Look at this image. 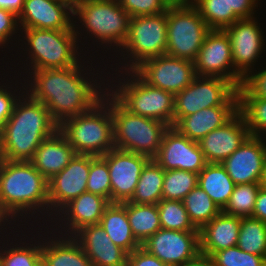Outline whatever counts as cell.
<instances>
[{"label":"cell","mask_w":266,"mask_h":266,"mask_svg":"<svg viewBox=\"0 0 266 266\" xmlns=\"http://www.w3.org/2000/svg\"><path fill=\"white\" fill-rule=\"evenodd\" d=\"M148 85L174 96L196 77L194 62L167 54L143 61L133 70Z\"/></svg>","instance_id":"7c38bea8"},{"label":"cell","mask_w":266,"mask_h":266,"mask_svg":"<svg viewBox=\"0 0 266 266\" xmlns=\"http://www.w3.org/2000/svg\"><path fill=\"white\" fill-rule=\"evenodd\" d=\"M27 95L25 101L18 96L13 113L0 133V159L30 161L40 144L59 129L47 107L29 92Z\"/></svg>","instance_id":"7a4b0ae2"},{"label":"cell","mask_w":266,"mask_h":266,"mask_svg":"<svg viewBox=\"0 0 266 266\" xmlns=\"http://www.w3.org/2000/svg\"><path fill=\"white\" fill-rule=\"evenodd\" d=\"M101 157L107 162L109 169L111 203L129 201L134 194L141 171L150 159L144 155L116 148Z\"/></svg>","instance_id":"9a60e30c"},{"label":"cell","mask_w":266,"mask_h":266,"mask_svg":"<svg viewBox=\"0 0 266 266\" xmlns=\"http://www.w3.org/2000/svg\"><path fill=\"white\" fill-rule=\"evenodd\" d=\"M239 112V106H215L181 118L173 127L190 140L199 141L224 126Z\"/></svg>","instance_id":"cb8c5ba5"},{"label":"cell","mask_w":266,"mask_h":266,"mask_svg":"<svg viewBox=\"0 0 266 266\" xmlns=\"http://www.w3.org/2000/svg\"><path fill=\"white\" fill-rule=\"evenodd\" d=\"M258 0H227L228 2V27L240 19L253 17ZM255 6V7H254Z\"/></svg>","instance_id":"7bdbcfd3"},{"label":"cell","mask_w":266,"mask_h":266,"mask_svg":"<svg viewBox=\"0 0 266 266\" xmlns=\"http://www.w3.org/2000/svg\"><path fill=\"white\" fill-rule=\"evenodd\" d=\"M0 203L11 218L40 208L49 212L48 180L30 161L0 159Z\"/></svg>","instance_id":"3957f363"},{"label":"cell","mask_w":266,"mask_h":266,"mask_svg":"<svg viewBox=\"0 0 266 266\" xmlns=\"http://www.w3.org/2000/svg\"><path fill=\"white\" fill-rule=\"evenodd\" d=\"M81 66L34 70L30 74L33 75L30 77L31 80L33 78V83L29 84L32 88H29L30 95L47 107L58 126L69 118L89 111L104 95L96 81L94 85L90 78L86 77V80L84 75L81 76L84 71Z\"/></svg>","instance_id":"6da1fadb"},{"label":"cell","mask_w":266,"mask_h":266,"mask_svg":"<svg viewBox=\"0 0 266 266\" xmlns=\"http://www.w3.org/2000/svg\"><path fill=\"white\" fill-rule=\"evenodd\" d=\"M52 1L66 5L73 12L75 10V8L79 4H81L84 0H52Z\"/></svg>","instance_id":"816d5d0a"},{"label":"cell","mask_w":266,"mask_h":266,"mask_svg":"<svg viewBox=\"0 0 266 266\" xmlns=\"http://www.w3.org/2000/svg\"><path fill=\"white\" fill-rule=\"evenodd\" d=\"M126 212L132 233L140 244L161 229L157 204L126 201Z\"/></svg>","instance_id":"4dcf8cb0"},{"label":"cell","mask_w":266,"mask_h":266,"mask_svg":"<svg viewBox=\"0 0 266 266\" xmlns=\"http://www.w3.org/2000/svg\"><path fill=\"white\" fill-rule=\"evenodd\" d=\"M67 10L73 14L66 5L52 0H25L18 24L21 29L75 30Z\"/></svg>","instance_id":"44dd1931"},{"label":"cell","mask_w":266,"mask_h":266,"mask_svg":"<svg viewBox=\"0 0 266 266\" xmlns=\"http://www.w3.org/2000/svg\"><path fill=\"white\" fill-rule=\"evenodd\" d=\"M183 266H215L210 257L200 254L194 260Z\"/></svg>","instance_id":"f907efd6"},{"label":"cell","mask_w":266,"mask_h":266,"mask_svg":"<svg viewBox=\"0 0 266 266\" xmlns=\"http://www.w3.org/2000/svg\"><path fill=\"white\" fill-rule=\"evenodd\" d=\"M126 266H169L160 261L156 256L139 247L127 255Z\"/></svg>","instance_id":"ee69618b"},{"label":"cell","mask_w":266,"mask_h":266,"mask_svg":"<svg viewBox=\"0 0 266 266\" xmlns=\"http://www.w3.org/2000/svg\"><path fill=\"white\" fill-rule=\"evenodd\" d=\"M157 207L162 229L199 231L190 221L183 201L161 199Z\"/></svg>","instance_id":"e575fe53"},{"label":"cell","mask_w":266,"mask_h":266,"mask_svg":"<svg viewBox=\"0 0 266 266\" xmlns=\"http://www.w3.org/2000/svg\"><path fill=\"white\" fill-rule=\"evenodd\" d=\"M122 47L129 54L127 56H131L130 71L147 59L164 55L167 49V11L131 17L128 37Z\"/></svg>","instance_id":"8fae6325"},{"label":"cell","mask_w":266,"mask_h":266,"mask_svg":"<svg viewBox=\"0 0 266 266\" xmlns=\"http://www.w3.org/2000/svg\"><path fill=\"white\" fill-rule=\"evenodd\" d=\"M198 185V174L184 170H165L162 199L183 201Z\"/></svg>","instance_id":"d590c367"},{"label":"cell","mask_w":266,"mask_h":266,"mask_svg":"<svg viewBox=\"0 0 266 266\" xmlns=\"http://www.w3.org/2000/svg\"><path fill=\"white\" fill-rule=\"evenodd\" d=\"M105 92L104 98L89 111L69 118L59 126L76 154L103 156L115 148L112 111L108 105L110 92Z\"/></svg>","instance_id":"277c9868"},{"label":"cell","mask_w":266,"mask_h":266,"mask_svg":"<svg viewBox=\"0 0 266 266\" xmlns=\"http://www.w3.org/2000/svg\"><path fill=\"white\" fill-rule=\"evenodd\" d=\"M198 185L221 211L226 207L235 187V183L221 163H207L198 174Z\"/></svg>","instance_id":"f1b7e54d"},{"label":"cell","mask_w":266,"mask_h":266,"mask_svg":"<svg viewBox=\"0 0 266 266\" xmlns=\"http://www.w3.org/2000/svg\"><path fill=\"white\" fill-rule=\"evenodd\" d=\"M89 170L90 155L75 154L62 171L48 180L49 211L56 210L57 216L66 204L87 191Z\"/></svg>","instance_id":"ac0fdd59"},{"label":"cell","mask_w":266,"mask_h":266,"mask_svg":"<svg viewBox=\"0 0 266 266\" xmlns=\"http://www.w3.org/2000/svg\"><path fill=\"white\" fill-rule=\"evenodd\" d=\"M209 31L191 1H174L167 10L165 54L194 62Z\"/></svg>","instance_id":"8992f818"},{"label":"cell","mask_w":266,"mask_h":266,"mask_svg":"<svg viewBox=\"0 0 266 266\" xmlns=\"http://www.w3.org/2000/svg\"><path fill=\"white\" fill-rule=\"evenodd\" d=\"M164 173L165 170L154 159H150L143 167L134 194L128 202L157 204L162 199Z\"/></svg>","instance_id":"f546056e"},{"label":"cell","mask_w":266,"mask_h":266,"mask_svg":"<svg viewBox=\"0 0 266 266\" xmlns=\"http://www.w3.org/2000/svg\"><path fill=\"white\" fill-rule=\"evenodd\" d=\"M174 1H190V0H174Z\"/></svg>","instance_id":"9f6ffc18"},{"label":"cell","mask_w":266,"mask_h":266,"mask_svg":"<svg viewBox=\"0 0 266 266\" xmlns=\"http://www.w3.org/2000/svg\"><path fill=\"white\" fill-rule=\"evenodd\" d=\"M251 217L266 223V188L262 186L257 194L253 214Z\"/></svg>","instance_id":"c3c4849f"},{"label":"cell","mask_w":266,"mask_h":266,"mask_svg":"<svg viewBox=\"0 0 266 266\" xmlns=\"http://www.w3.org/2000/svg\"><path fill=\"white\" fill-rule=\"evenodd\" d=\"M210 258L215 266H266V257L247 253L238 246L214 252Z\"/></svg>","instance_id":"60d3db41"},{"label":"cell","mask_w":266,"mask_h":266,"mask_svg":"<svg viewBox=\"0 0 266 266\" xmlns=\"http://www.w3.org/2000/svg\"><path fill=\"white\" fill-rule=\"evenodd\" d=\"M141 247L169 266H183L201 254L199 231L161 228L142 243Z\"/></svg>","instance_id":"5bb4252c"},{"label":"cell","mask_w":266,"mask_h":266,"mask_svg":"<svg viewBox=\"0 0 266 266\" xmlns=\"http://www.w3.org/2000/svg\"><path fill=\"white\" fill-rule=\"evenodd\" d=\"M25 0H0V8L13 12L16 16L22 12Z\"/></svg>","instance_id":"681fc988"},{"label":"cell","mask_w":266,"mask_h":266,"mask_svg":"<svg viewBox=\"0 0 266 266\" xmlns=\"http://www.w3.org/2000/svg\"><path fill=\"white\" fill-rule=\"evenodd\" d=\"M251 136L243 115L238 112L224 126L198 141L207 163H222Z\"/></svg>","instance_id":"ffe728a7"},{"label":"cell","mask_w":266,"mask_h":266,"mask_svg":"<svg viewBox=\"0 0 266 266\" xmlns=\"http://www.w3.org/2000/svg\"><path fill=\"white\" fill-rule=\"evenodd\" d=\"M191 3L210 30H224L228 27L227 0H191Z\"/></svg>","instance_id":"74e56055"},{"label":"cell","mask_w":266,"mask_h":266,"mask_svg":"<svg viewBox=\"0 0 266 266\" xmlns=\"http://www.w3.org/2000/svg\"><path fill=\"white\" fill-rule=\"evenodd\" d=\"M10 217V218H9ZM11 219L12 220V218H11V216L3 209V207H2V205H1V203H0V226H2L1 224H2V222H3V224L5 223V222H9L10 220H8V219ZM6 220V221H5ZM1 229V228H0Z\"/></svg>","instance_id":"f5cc1de1"},{"label":"cell","mask_w":266,"mask_h":266,"mask_svg":"<svg viewBox=\"0 0 266 266\" xmlns=\"http://www.w3.org/2000/svg\"><path fill=\"white\" fill-rule=\"evenodd\" d=\"M215 106H239L237 88L222 78L196 76L175 95L173 126L185 116Z\"/></svg>","instance_id":"30bf717a"},{"label":"cell","mask_w":266,"mask_h":266,"mask_svg":"<svg viewBox=\"0 0 266 266\" xmlns=\"http://www.w3.org/2000/svg\"><path fill=\"white\" fill-rule=\"evenodd\" d=\"M260 187V183L235 185L223 212L231 216L251 217Z\"/></svg>","instance_id":"8d00e7d4"},{"label":"cell","mask_w":266,"mask_h":266,"mask_svg":"<svg viewBox=\"0 0 266 266\" xmlns=\"http://www.w3.org/2000/svg\"><path fill=\"white\" fill-rule=\"evenodd\" d=\"M22 31H25L28 47L30 45L31 70L62 69L79 64L76 56L79 49L76 45L78 31L37 28Z\"/></svg>","instance_id":"52a82bcc"},{"label":"cell","mask_w":266,"mask_h":266,"mask_svg":"<svg viewBox=\"0 0 266 266\" xmlns=\"http://www.w3.org/2000/svg\"><path fill=\"white\" fill-rule=\"evenodd\" d=\"M99 42L123 46L129 33L130 15L118 0H84L73 11Z\"/></svg>","instance_id":"9c48e42d"},{"label":"cell","mask_w":266,"mask_h":266,"mask_svg":"<svg viewBox=\"0 0 266 266\" xmlns=\"http://www.w3.org/2000/svg\"><path fill=\"white\" fill-rule=\"evenodd\" d=\"M154 160L164 170H184L199 174L207 165L198 142L180 134L174 127L164 133Z\"/></svg>","instance_id":"2e32d148"},{"label":"cell","mask_w":266,"mask_h":266,"mask_svg":"<svg viewBox=\"0 0 266 266\" xmlns=\"http://www.w3.org/2000/svg\"><path fill=\"white\" fill-rule=\"evenodd\" d=\"M118 1L120 6L130 15V17L164 13L174 2V0H118Z\"/></svg>","instance_id":"b9f144b4"},{"label":"cell","mask_w":266,"mask_h":266,"mask_svg":"<svg viewBox=\"0 0 266 266\" xmlns=\"http://www.w3.org/2000/svg\"><path fill=\"white\" fill-rule=\"evenodd\" d=\"M183 203L190 221L197 229L209 223L221 212L215 202L199 185L185 196Z\"/></svg>","instance_id":"d6a6232c"},{"label":"cell","mask_w":266,"mask_h":266,"mask_svg":"<svg viewBox=\"0 0 266 266\" xmlns=\"http://www.w3.org/2000/svg\"><path fill=\"white\" fill-rule=\"evenodd\" d=\"M87 192L100 195L111 203V182L107 162L101 156L90 155Z\"/></svg>","instance_id":"f35d334b"},{"label":"cell","mask_w":266,"mask_h":266,"mask_svg":"<svg viewBox=\"0 0 266 266\" xmlns=\"http://www.w3.org/2000/svg\"><path fill=\"white\" fill-rule=\"evenodd\" d=\"M40 244V245H39ZM23 247H15L8 249L2 248L0 250V264L1 266H43L41 255V242L36 245L32 244ZM34 245V246H33Z\"/></svg>","instance_id":"ab89813d"},{"label":"cell","mask_w":266,"mask_h":266,"mask_svg":"<svg viewBox=\"0 0 266 266\" xmlns=\"http://www.w3.org/2000/svg\"><path fill=\"white\" fill-rule=\"evenodd\" d=\"M76 233L72 236L83 248L92 266H126L128 254L111 241L100 224L82 227Z\"/></svg>","instance_id":"7402d4cb"},{"label":"cell","mask_w":266,"mask_h":266,"mask_svg":"<svg viewBox=\"0 0 266 266\" xmlns=\"http://www.w3.org/2000/svg\"><path fill=\"white\" fill-rule=\"evenodd\" d=\"M109 204L110 202L106 198L87 191L71 200L58 213L59 216L64 214V219L68 221L66 228L69 229L65 232L70 230L69 233L72 236L82 227L99 224L104 210Z\"/></svg>","instance_id":"484cf974"},{"label":"cell","mask_w":266,"mask_h":266,"mask_svg":"<svg viewBox=\"0 0 266 266\" xmlns=\"http://www.w3.org/2000/svg\"><path fill=\"white\" fill-rule=\"evenodd\" d=\"M239 112L243 115L251 136L266 132V98L255 96L244 84L237 88Z\"/></svg>","instance_id":"1f68e13d"},{"label":"cell","mask_w":266,"mask_h":266,"mask_svg":"<svg viewBox=\"0 0 266 266\" xmlns=\"http://www.w3.org/2000/svg\"><path fill=\"white\" fill-rule=\"evenodd\" d=\"M59 238L41 243L43 266H92L91 260L73 236Z\"/></svg>","instance_id":"83f0119b"},{"label":"cell","mask_w":266,"mask_h":266,"mask_svg":"<svg viewBox=\"0 0 266 266\" xmlns=\"http://www.w3.org/2000/svg\"><path fill=\"white\" fill-rule=\"evenodd\" d=\"M99 224L111 241L127 254L141 247L132 233L126 212V202L110 203L105 208Z\"/></svg>","instance_id":"4316f807"},{"label":"cell","mask_w":266,"mask_h":266,"mask_svg":"<svg viewBox=\"0 0 266 266\" xmlns=\"http://www.w3.org/2000/svg\"><path fill=\"white\" fill-rule=\"evenodd\" d=\"M241 217L221 211L199 229L200 253L210 257L229 247L237 246Z\"/></svg>","instance_id":"603a6c76"},{"label":"cell","mask_w":266,"mask_h":266,"mask_svg":"<svg viewBox=\"0 0 266 266\" xmlns=\"http://www.w3.org/2000/svg\"><path fill=\"white\" fill-rule=\"evenodd\" d=\"M224 31L230 39L232 49L234 68L231 71L237 72L245 80L264 48L262 30L252 17L234 22Z\"/></svg>","instance_id":"e0dca14e"},{"label":"cell","mask_w":266,"mask_h":266,"mask_svg":"<svg viewBox=\"0 0 266 266\" xmlns=\"http://www.w3.org/2000/svg\"><path fill=\"white\" fill-rule=\"evenodd\" d=\"M2 44H6V42L0 37V46H2Z\"/></svg>","instance_id":"11a10c76"},{"label":"cell","mask_w":266,"mask_h":266,"mask_svg":"<svg viewBox=\"0 0 266 266\" xmlns=\"http://www.w3.org/2000/svg\"><path fill=\"white\" fill-rule=\"evenodd\" d=\"M17 21L18 16H16L13 12L0 8V37L5 42H7L11 36L16 33V30H18Z\"/></svg>","instance_id":"bcb514c9"},{"label":"cell","mask_w":266,"mask_h":266,"mask_svg":"<svg viewBox=\"0 0 266 266\" xmlns=\"http://www.w3.org/2000/svg\"><path fill=\"white\" fill-rule=\"evenodd\" d=\"M243 84L257 97L266 98V69L248 75Z\"/></svg>","instance_id":"7dc6e473"},{"label":"cell","mask_w":266,"mask_h":266,"mask_svg":"<svg viewBox=\"0 0 266 266\" xmlns=\"http://www.w3.org/2000/svg\"><path fill=\"white\" fill-rule=\"evenodd\" d=\"M108 99L112 111L115 148L154 159L164 133L170 126L155 119L130 113L113 96Z\"/></svg>","instance_id":"5b68a950"},{"label":"cell","mask_w":266,"mask_h":266,"mask_svg":"<svg viewBox=\"0 0 266 266\" xmlns=\"http://www.w3.org/2000/svg\"><path fill=\"white\" fill-rule=\"evenodd\" d=\"M75 154L66 137L58 129L40 144L30 162L50 180L69 164Z\"/></svg>","instance_id":"d4e9b609"},{"label":"cell","mask_w":266,"mask_h":266,"mask_svg":"<svg viewBox=\"0 0 266 266\" xmlns=\"http://www.w3.org/2000/svg\"><path fill=\"white\" fill-rule=\"evenodd\" d=\"M260 185L262 187L266 188V161H265L264 170H263L262 178L260 181Z\"/></svg>","instance_id":"db71d44e"},{"label":"cell","mask_w":266,"mask_h":266,"mask_svg":"<svg viewBox=\"0 0 266 266\" xmlns=\"http://www.w3.org/2000/svg\"><path fill=\"white\" fill-rule=\"evenodd\" d=\"M237 246L247 253L266 257V223L253 217H241Z\"/></svg>","instance_id":"836d02e7"},{"label":"cell","mask_w":266,"mask_h":266,"mask_svg":"<svg viewBox=\"0 0 266 266\" xmlns=\"http://www.w3.org/2000/svg\"><path fill=\"white\" fill-rule=\"evenodd\" d=\"M14 95L15 94L3 89V87L0 86V133L2 132L7 120L12 115L15 104L18 100L17 96Z\"/></svg>","instance_id":"f6af8a7d"},{"label":"cell","mask_w":266,"mask_h":266,"mask_svg":"<svg viewBox=\"0 0 266 266\" xmlns=\"http://www.w3.org/2000/svg\"><path fill=\"white\" fill-rule=\"evenodd\" d=\"M266 161V144L262 137L250 136L221 164L235 183H260Z\"/></svg>","instance_id":"d6986e66"},{"label":"cell","mask_w":266,"mask_h":266,"mask_svg":"<svg viewBox=\"0 0 266 266\" xmlns=\"http://www.w3.org/2000/svg\"><path fill=\"white\" fill-rule=\"evenodd\" d=\"M230 39L224 30H210L194 61L196 76L218 77L230 81L236 88L244 79L228 69L234 67Z\"/></svg>","instance_id":"4fadbf2b"},{"label":"cell","mask_w":266,"mask_h":266,"mask_svg":"<svg viewBox=\"0 0 266 266\" xmlns=\"http://www.w3.org/2000/svg\"><path fill=\"white\" fill-rule=\"evenodd\" d=\"M130 72L128 71L127 75H131L133 80L129 79L124 83L119 81L120 86H116V91L112 90L110 97L113 96L130 113L155 119L173 127L175 96L148 85L134 71Z\"/></svg>","instance_id":"ba28073f"}]
</instances>
